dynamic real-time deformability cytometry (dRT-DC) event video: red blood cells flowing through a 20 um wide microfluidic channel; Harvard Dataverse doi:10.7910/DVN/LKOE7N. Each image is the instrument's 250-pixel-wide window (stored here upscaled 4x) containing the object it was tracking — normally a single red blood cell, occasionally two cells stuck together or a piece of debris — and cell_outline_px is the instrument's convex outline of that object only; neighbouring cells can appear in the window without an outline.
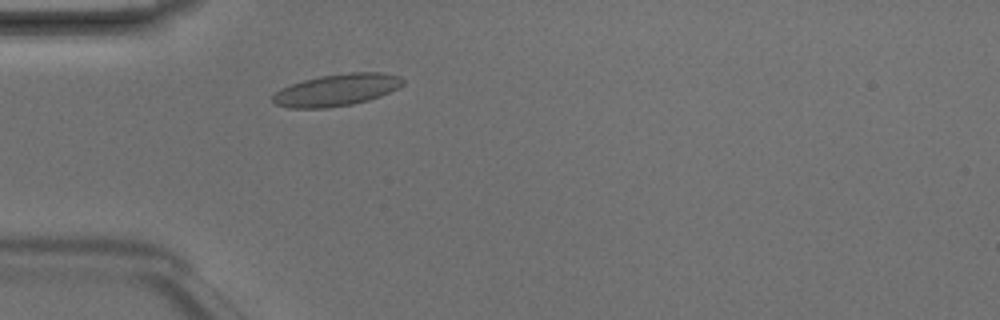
{"species": "Egyptian fruit bat (a non-hibernating species)", "species_latin": "Rousettus aegyptiacus", "temperature_condition": "room temperature", "stored_images_in_passage": 2, "camera_frame_rate_fps": 3000, "um_per_image_px": 0.085, "animal": {"sex": "male"}, "frame": {"image": 1, "passage_image": 2, "time_ms": 0.333, "image_size_px": [1000, 320], "cell_outline_px": [[404, 84], [380, 96], [368, 100], [352, 104], [328, 108], [288, 108], [276, 104], [272, 100], [272, 96], [280, 88], [304, 80], [320, 76], [348, 72], [380, 72], [400, 76], [404, 80]], "centroid_in_image_um": [28.61, 7.64], "position_along_channel_um": 56.4, "area_um2": 24.16}}